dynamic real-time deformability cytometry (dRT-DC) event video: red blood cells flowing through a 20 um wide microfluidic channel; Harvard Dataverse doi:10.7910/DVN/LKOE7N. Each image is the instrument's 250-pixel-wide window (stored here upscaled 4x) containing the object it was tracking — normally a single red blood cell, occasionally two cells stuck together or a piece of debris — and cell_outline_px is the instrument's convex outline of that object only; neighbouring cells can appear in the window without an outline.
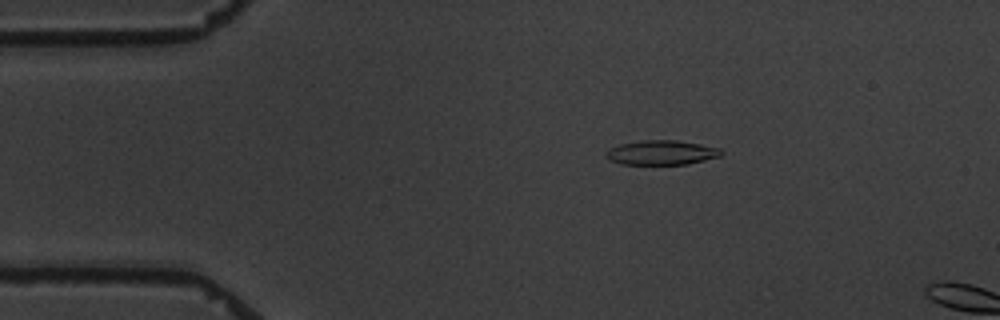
{"species": "common noctule bat (a hibernating species)", "species_latin": "Nyctalus noctula", "temperature_condition": "warm", "stored_images_in_passage": 4, "camera_frame_rate_fps": 3000, "um_per_image_px": 0.085, "animal": {"sex": "male", "body_mass_g": 19.5, "forearm_length_mm": 54.6}, "frame": {"image": 1, "passage_image": 3, "time_ms": 2.333, "image_size_px": [1000, 320], "cell_outline_px": [[724, 152], [720, 156], [688, 164], [620, 164], [604, 156], [604, 152], [620, 144], [640, 140], [676, 140], [700, 144], [720, 148]], "centroid_in_image_um": [56.23, 12.96], "position_along_channel_um": 28.8, "area_um2": 16.42}}